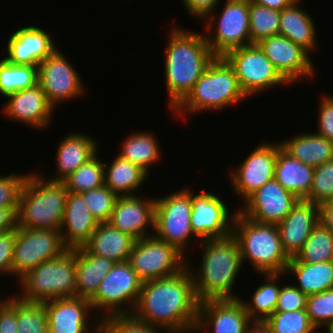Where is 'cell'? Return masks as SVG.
I'll use <instances>...</instances> for the list:
<instances>
[{
  "label": "cell",
  "instance_id": "obj_33",
  "mask_svg": "<svg viewBox=\"0 0 333 333\" xmlns=\"http://www.w3.org/2000/svg\"><path fill=\"white\" fill-rule=\"evenodd\" d=\"M148 173L117 154L110 165L104 166V184L117 196H132L145 182Z\"/></svg>",
  "mask_w": 333,
  "mask_h": 333
},
{
  "label": "cell",
  "instance_id": "obj_42",
  "mask_svg": "<svg viewBox=\"0 0 333 333\" xmlns=\"http://www.w3.org/2000/svg\"><path fill=\"white\" fill-rule=\"evenodd\" d=\"M87 207L98 223L108 222L118 196L105 184L101 187L80 193Z\"/></svg>",
  "mask_w": 333,
  "mask_h": 333
},
{
  "label": "cell",
  "instance_id": "obj_41",
  "mask_svg": "<svg viewBox=\"0 0 333 333\" xmlns=\"http://www.w3.org/2000/svg\"><path fill=\"white\" fill-rule=\"evenodd\" d=\"M18 333H48L44 302H28L17 297Z\"/></svg>",
  "mask_w": 333,
  "mask_h": 333
},
{
  "label": "cell",
  "instance_id": "obj_40",
  "mask_svg": "<svg viewBox=\"0 0 333 333\" xmlns=\"http://www.w3.org/2000/svg\"><path fill=\"white\" fill-rule=\"evenodd\" d=\"M264 323L272 333H318L309 320L307 309L275 311Z\"/></svg>",
  "mask_w": 333,
  "mask_h": 333
},
{
  "label": "cell",
  "instance_id": "obj_29",
  "mask_svg": "<svg viewBox=\"0 0 333 333\" xmlns=\"http://www.w3.org/2000/svg\"><path fill=\"white\" fill-rule=\"evenodd\" d=\"M314 168L293 158L282 147L277 152L274 179L298 199L306 200L311 191Z\"/></svg>",
  "mask_w": 333,
  "mask_h": 333
},
{
  "label": "cell",
  "instance_id": "obj_38",
  "mask_svg": "<svg viewBox=\"0 0 333 333\" xmlns=\"http://www.w3.org/2000/svg\"><path fill=\"white\" fill-rule=\"evenodd\" d=\"M104 166L97 154L62 182L69 192L83 193L104 185Z\"/></svg>",
  "mask_w": 333,
  "mask_h": 333
},
{
  "label": "cell",
  "instance_id": "obj_9",
  "mask_svg": "<svg viewBox=\"0 0 333 333\" xmlns=\"http://www.w3.org/2000/svg\"><path fill=\"white\" fill-rule=\"evenodd\" d=\"M191 213L192 191L187 188L155 199L154 236L173 245L184 255L190 237L194 236L196 240Z\"/></svg>",
  "mask_w": 333,
  "mask_h": 333
},
{
  "label": "cell",
  "instance_id": "obj_45",
  "mask_svg": "<svg viewBox=\"0 0 333 333\" xmlns=\"http://www.w3.org/2000/svg\"><path fill=\"white\" fill-rule=\"evenodd\" d=\"M27 174L0 176V207L9 208L15 215L18 211L19 199Z\"/></svg>",
  "mask_w": 333,
  "mask_h": 333
},
{
  "label": "cell",
  "instance_id": "obj_15",
  "mask_svg": "<svg viewBox=\"0 0 333 333\" xmlns=\"http://www.w3.org/2000/svg\"><path fill=\"white\" fill-rule=\"evenodd\" d=\"M281 143L258 145L238 168H230L228 176L234 191L244 202L261 186L274 178L277 152ZM232 170V171H231Z\"/></svg>",
  "mask_w": 333,
  "mask_h": 333
},
{
  "label": "cell",
  "instance_id": "obj_28",
  "mask_svg": "<svg viewBox=\"0 0 333 333\" xmlns=\"http://www.w3.org/2000/svg\"><path fill=\"white\" fill-rule=\"evenodd\" d=\"M115 263L105 257L90 254L83 246L77 247L75 297L90 300Z\"/></svg>",
  "mask_w": 333,
  "mask_h": 333
},
{
  "label": "cell",
  "instance_id": "obj_48",
  "mask_svg": "<svg viewBox=\"0 0 333 333\" xmlns=\"http://www.w3.org/2000/svg\"><path fill=\"white\" fill-rule=\"evenodd\" d=\"M186 10L193 17L204 18L206 19V28L208 31L212 30V26L215 22L216 15L212 12H215V8L219 5L220 0H183ZM209 22V23H208Z\"/></svg>",
  "mask_w": 333,
  "mask_h": 333
},
{
  "label": "cell",
  "instance_id": "obj_6",
  "mask_svg": "<svg viewBox=\"0 0 333 333\" xmlns=\"http://www.w3.org/2000/svg\"><path fill=\"white\" fill-rule=\"evenodd\" d=\"M247 99L241 90L233 67L224 57H216L199 77L192 90L173 109L178 116L203 110L217 111Z\"/></svg>",
  "mask_w": 333,
  "mask_h": 333
},
{
  "label": "cell",
  "instance_id": "obj_4",
  "mask_svg": "<svg viewBox=\"0 0 333 333\" xmlns=\"http://www.w3.org/2000/svg\"><path fill=\"white\" fill-rule=\"evenodd\" d=\"M41 176L28 173L20 194L16 227L60 230L69 191L63 182Z\"/></svg>",
  "mask_w": 333,
  "mask_h": 333
},
{
  "label": "cell",
  "instance_id": "obj_43",
  "mask_svg": "<svg viewBox=\"0 0 333 333\" xmlns=\"http://www.w3.org/2000/svg\"><path fill=\"white\" fill-rule=\"evenodd\" d=\"M306 309L311 324L318 330L333 321V288L307 296Z\"/></svg>",
  "mask_w": 333,
  "mask_h": 333
},
{
  "label": "cell",
  "instance_id": "obj_17",
  "mask_svg": "<svg viewBox=\"0 0 333 333\" xmlns=\"http://www.w3.org/2000/svg\"><path fill=\"white\" fill-rule=\"evenodd\" d=\"M258 45L288 83L314 76L315 69L309 53L289 38L274 35L262 39Z\"/></svg>",
  "mask_w": 333,
  "mask_h": 333
},
{
  "label": "cell",
  "instance_id": "obj_54",
  "mask_svg": "<svg viewBox=\"0 0 333 333\" xmlns=\"http://www.w3.org/2000/svg\"><path fill=\"white\" fill-rule=\"evenodd\" d=\"M251 1L258 5L266 6L268 8L281 11L285 7L295 3L297 0H251Z\"/></svg>",
  "mask_w": 333,
  "mask_h": 333
},
{
  "label": "cell",
  "instance_id": "obj_16",
  "mask_svg": "<svg viewBox=\"0 0 333 333\" xmlns=\"http://www.w3.org/2000/svg\"><path fill=\"white\" fill-rule=\"evenodd\" d=\"M203 192V193H202ZM192 192L191 226L198 242L207 239L224 238L232 234L233 219L228 206L215 193Z\"/></svg>",
  "mask_w": 333,
  "mask_h": 333
},
{
  "label": "cell",
  "instance_id": "obj_57",
  "mask_svg": "<svg viewBox=\"0 0 333 333\" xmlns=\"http://www.w3.org/2000/svg\"><path fill=\"white\" fill-rule=\"evenodd\" d=\"M325 328H327V332L326 333H333V321L330 322L327 326H325Z\"/></svg>",
  "mask_w": 333,
  "mask_h": 333
},
{
  "label": "cell",
  "instance_id": "obj_1",
  "mask_svg": "<svg viewBox=\"0 0 333 333\" xmlns=\"http://www.w3.org/2000/svg\"><path fill=\"white\" fill-rule=\"evenodd\" d=\"M198 307L193 278L186 266L176 275L143 282L131 315L166 333H190L196 326Z\"/></svg>",
  "mask_w": 333,
  "mask_h": 333
},
{
  "label": "cell",
  "instance_id": "obj_8",
  "mask_svg": "<svg viewBox=\"0 0 333 333\" xmlns=\"http://www.w3.org/2000/svg\"><path fill=\"white\" fill-rule=\"evenodd\" d=\"M142 283L128 261L115 263L100 282L96 294L89 300L92 309L105 310L100 319L112 315H131L138 301ZM123 303L129 305L124 307Z\"/></svg>",
  "mask_w": 333,
  "mask_h": 333
},
{
  "label": "cell",
  "instance_id": "obj_21",
  "mask_svg": "<svg viewBox=\"0 0 333 333\" xmlns=\"http://www.w3.org/2000/svg\"><path fill=\"white\" fill-rule=\"evenodd\" d=\"M3 114L32 128L44 129L51 123L55 108L39 84L8 95ZM34 126V127H33Z\"/></svg>",
  "mask_w": 333,
  "mask_h": 333
},
{
  "label": "cell",
  "instance_id": "obj_53",
  "mask_svg": "<svg viewBox=\"0 0 333 333\" xmlns=\"http://www.w3.org/2000/svg\"><path fill=\"white\" fill-rule=\"evenodd\" d=\"M16 228V215L9 208L0 207V233Z\"/></svg>",
  "mask_w": 333,
  "mask_h": 333
},
{
  "label": "cell",
  "instance_id": "obj_50",
  "mask_svg": "<svg viewBox=\"0 0 333 333\" xmlns=\"http://www.w3.org/2000/svg\"><path fill=\"white\" fill-rule=\"evenodd\" d=\"M0 333H18L17 330V296L0 299Z\"/></svg>",
  "mask_w": 333,
  "mask_h": 333
},
{
  "label": "cell",
  "instance_id": "obj_26",
  "mask_svg": "<svg viewBox=\"0 0 333 333\" xmlns=\"http://www.w3.org/2000/svg\"><path fill=\"white\" fill-rule=\"evenodd\" d=\"M97 142L85 133H70L59 143L56 151V177L48 180L62 182L98 153Z\"/></svg>",
  "mask_w": 333,
  "mask_h": 333
},
{
  "label": "cell",
  "instance_id": "obj_49",
  "mask_svg": "<svg viewBox=\"0 0 333 333\" xmlns=\"http://www.w3.org/2000/svg\"><path fill=\"white\" fill-rule=\"evenodd\" d=\"M318 109V131L315 133L333 141V96L324 95Z\"/></svg>",
  "mask_w": 333,
  "mask_h": 333
},
{
  "label": "cell",
  "instance_id": "obj_14",
  "mask_svg": "<svg viewBox=\"0 0 333 333\" xmlns=\"http://www.w3.org/2000/svg\"><path fill=\"white\" fill-rule=\"evenodd\" d=\"M66 58L57 48L38 65V84L54 108L85 91L79 74Z\"/></svg>",
  "mask_w": 333,
  "mask_h": 333
},
{
  "label": "cell",
  "instance_id": "obj_18",
  "mask_svg": "<svg viewBox=\"0 0 333 333\" xmlns=\"http://www.w3.org/2000/svg\"><path fill=\"white\" fill-rule=\"evenodd\" d=\"M252 323L242 298L210 299L199 302L194 332L205 331L210 325L213 333H248Z\"/></svg>",
  "mask_w": 333,
  "mask_h": 333
},
{
  "label": "cell",
  "instance_id": "obj_3",
  "mask_svg": "<svg viewBox=\"0 0 333 333\" xmlns=\"http://www.w3.org/2000/svg\"><path fill=\"white\" fill-rule=\"evenodd\" d=\"M200 243L203 257L199 272L194 273L190 262L186 263L198 301L240 298L233 293L234 283L242 268L237 238L231 234L224 238L202 240Z\"/></svg>",
  "mask_w": 333,
  "mask_h": 333
},
{
  "label": "cell",
  "instance_id": "obj_23",
  "mask_svg": "<svg viewBox=\"0 0 333 333\" xmlns=\"http://www.w3.org/2000/svg\"><path fill=\"white\" fill-rule=\"evenodd\" d=\"M57 47L43 28L29 25L18 28L7 42V56L4 59L15 65L38 66Z\"/></svg>",
  "mask_w": 333,
  "mask_h": 333
},
{
  "label": "cell",
  "instance_id": "obj_27",
  "mask_svg": "<svg viewBox=\"0 0 333 333\" xmlns=\"http://www.w3.org/2000/svg\"><path fill=\"white\" fill-rule=\"evenodd\" d=\"M136 240L110 223H99L83 247L93 255L117 262L128 261Z\"/></svg>",
  "mask_w": 333,
  "mask_h": 333
},
{
  "label": "cell",
  "instance_id": "obj_25",
  "mask_svg": "<svg viewBox=\"0 0 333 333\" xmlns=\"http://www.w3.org/2000/svg\"><path fill=\"white\" fill-rule=\"evenodd\" d=\"M83 197L69 192L60 227L63 244L68 249L82 247L98 226Z\"/></svg>",
  "mask_w": 333,
  "mask_h": 333
},
{
  "label": "cell",
  "instance_id": "obj_19",
  "mask_svg": "<svg viewBox=\"0 0 333 333\" xmlns=\"http://www.w3.org/2000/svg\"><path fill=\"white\" fill-rule=\"evenodd\" d=\"M298 200L273 178L243 202L244 207L238 210L253 221L277 225Z\"/></svg>",
  "mask_w": 333,
  "mask_h": 333
},
{
  "label": "cell",
  "instance_id": "obj_34",
  "mask_svg": "<svg viewBox=\"0 0 333 333\" xmlns=\"http://www.w3.org/2000/svg\"><path fill=\"white\" fill-rule=\"evenodd\" d=\"M153 132H133L130 136L126 137L120 147L119 156L127 159L131 163L138 165L145 172L161 157V149L159 142L155 138Z\"/></svg>",
  "mask_w": 333,
  "mask_h": 333
},
{
  "label": "cell",
  "instance_id": "obj_12",
  "mask_svg": "<svg viewBox=\"0 0 333 333\" xmlns=\"http://www.w3.org/2000/svg\"><path fill=\"white\" fill-rule=\"evenodd\" d=\"M66 250L60 230L16 227L11 276L20 279L42 262L56 258Z\"/></svg>",
  "mask_w": 333,
  "mask_h": 333
},
{
  "label": "cell",
  "instance_id": "obj_36",
  "mask_svg": "<svg viewBox=\"0 0 333 333\" xmlns=\"http://www.w3.org/2000/svg\"><path fill=\"white\" fill-rule=\"evenodd\" d=\"M333 260V233L319 222L302 249L289 261L320 263Z\"/></svg>",
  "mask_w": 333,
  "mask_h": 333
},
{
  "label": "cell",
  "instance_id": "obj_47",
  "mask_svg": "<svg viewBox=\"0 0 333 333\" xmlns=\"http://www.w3.org/2000/svg\"><path fill=\"white\" fill-rule=\"evenodd\" d=\"M307 296L294 285L280 288L276 311H295L306 309Z\"/></svg>",
  "mask_w": 333,
  "mask_h": 333
},
{
  "label": "cell",
  "instance_id": "obj_7",
  "mask_svg": "<svg viewBox=\"0 0 333 333\" xmlns=\"http://www.w3.org/2000/svg\"><path fill=\"white\" fill-rule=\"evenodd\" d=\"M18 297L28 302H45L56 298L75 297L76 248L42 262L19 279Z\"/></svg>",
  "mask_w": 333,
  "mask_h": 333
},
{
  "label": "cell",
  "instance_id": "obj_30",
  "mask_svg": "<svg viewBox=\"0 0 333 333\" xmlns=\"http://www.w3.org/2000/svg\"><path fill=\"white\" fill-rule=\"evenodd\" d=\"M300 1L297 0L280 11L279 35L289 38L310 55L311 52H315L314 49H318L317 31L310 13L298 6Z\"/></svg>",
  "mask_w": 333,
  "mask_h": 333
},
{
  "label": "cell",
  "instance_id": "obj_5",
  "mask_svg": "<svg viewBox=\"0 0 333 333\" xmlns=\"http://www.w3.org/2000/svg\"><path fill=\"white\" fill-rule=\"evenodd\" d=\"M232 234L238 240L242 264L249 260L259 274L286 272L290 258L282 247L277 225L253 221L237 210Z\"/></svg>",
  "mask_w": 333,
  "mask_h": 333
},
{
  "label": "cell",
  "instance_id": "obj_37",
  "mask_svg": "<svg viewBox=\"0 0 333 333\" xmlns=\"http://www.w3.org/2000/svg\"><path fill=\"white\" fill-rule=\"evenodd\" d=\"M38 84V66L15 65L0 60V94L4 97Z\"/></svg>",
  "mask_w": 333,
  "mask_h": 333
},
{
  "label": "cell",
  "instance_id": "obj_56",
  "mask_svg": "<svg viewBox=\"0 0 333 333\" xmlns=\"http://www.w3.org/2000/svg\"><path fill=\"white\" fill-rule=\"evenodd\" d=\"M92 331L96 333H109V331L100 323L96 328H94Z\"/></svg>",
  "mask_w": 333,
  "mask_h": 333
},
{
  "label": "cell",
  "instance_id": "obj_24",
  "mask_svg": "<svg viewBox=\"0 0 333 333\" xmlns=\"http://www.w3.org/2000/svg\"><path fill=\"white\" fill-rule=\"evenodd\" d=\"M319 222V206L299 199L290 213L277 224L282 247L289 258L298 254Z\"/></svg>",
  "mask_w": 333,
  "mask_h": 333
},
{
  "label": "cell",
  "instance_id": "obj_35",
  "mask_svg": "<svg viewBox=\"0 0 333 333\" xmlns=\"http://www.w3.org/2000/svg\"><path fill=\"white\" fill-rule=\"evenodd\" d=\"M285 273H267L261 274L266 276V283L260 285L253 293L251 301L242 300L246 312L253 322H264L275 311L280 293L279 277ZM278 281V282H277Z\"/></svg>",
  "mask_w": 333,
  "mask_h": 333
},
{
  "label": "cell",
  "instance_id": "obj_11",
  "mask_svg": "<svg viewBox=\"0 0 333 333\" xmlns=\"http://www.w3.org/2000/svg\"><path fill=\"white\" fill-rule=\"evenodd\" d=\"M184 255L154 235L134 242L128 262L142 282L167 278L186 267Z\"/></svg>",
  "mask_w": 333,
  "mask_h": 333
},
{
  "label": "cell",
  "instance_id": "obj_13",
  "mask_svg": "<svg viewBox=\"0 0 333 333\" xmlns=\"http://www.w3.org/2000/svg\"><path fill=\"white\" fill-rule=\"evenodd\" d=\"M219 14L214 34L205 35L213 54L224 57L231 50L250 45L249 0H226Z\"/></svg>",
  "mask_w": 333,
  "mask_h": 333
},
{
  "label": "cell",
  "instance_id": "obj_32",
  "mask_svg": "<svg viewBox=\"0 0 333 333\" xmlns=\"http://www.w3.org/2000/svg\"><path fill=\"white\" fill-rule=\"evenodd\" d=\"M295 275V285L306 296L333 288V260L320 263L289 261L285 274Z\"/></svg>",
  "mask_w": 333,
  "mask_h": 333
},
{
  "label": "cell",
  "instance_id": "obj_46",
  "mask_svg": "<svg viewBox=\"0 0 333 333\" xmlns=\"http://www.w3.org/2000/svg\"><path fill=\"white\" fill-rule=\"evenodd\" d=\"M100 323L109 333H161L157 327L145 324L132 315H112L100 319Z\"/></svg>",
  "mask_w": 333,
  "mask_h": 333
},
{
  "label": "cell",
  "instance_id": "obj_39",
  "mask_svg": "<svg viewBox=\"0 0 333 333\" xmlns=\"http://www.w3.org/2000/svg\"><path fill=\"white\" fill-rule=\"evenodd\" d=\"M280 11L258 5L249 0L250 44L279 35Z\"/></svg>",
  "mask_w": 333,
  "mask_h": 333
},
{
  "label": "cell",
  "instance_id": "obj_55",
  "mask_svg": "<svg viewBox=\"0 0 333 333\" xmlns=\"http://www.w3.org/2000/svg\"><path fill=\"white\" fill-rule=\"evenodd\" d=\"M248 333H272L264 322H253L249 328Z\"/></svg>",
  "mask_w": 333,
  "mask_h": 333
},
{
  "label": "cell",
  "instance_id": "obj_10",
  "mask_svg": "<svg viewBox=\"0 0 333 333\" xmlns=\"http://www.w3.org/2000/svg\"><path fill=\"white\" fill-rule=\"evenodd\" d=\"M224 58L233 67L239 86L246 97L259 94L275 85L289 84L275 69L258 44L229 51Z\"/></svg>",
  "mask_w": 333,
  "mask_h": 333
},
{
  "label": "cell",
  "instance_id": "obj_2",
  "mask_svg": "<svg viewBox=\"0 0 333 333\" xmlns=\"http://www.w3.org/2000/svg\"><path fill=\"white\" fill-rule=\"evenodd\" d=\"M205 34L189 32L175 26L165 50V85L169 106L173 110L192 90L199 77L216 58Z\"/></svg>",
  "mask_w": 333,
  "mask_h": 333
},
{
  "label": "cell",
  "instance_id": "obj_31",
  "mask_svg": "<svg viewBox=\"0 0 333 333\" xmlns=\"http://www.w3.org/2000/svg\"><path fill=\"white\" fill-rule=\"evenodd\" d=\"M280 143L293 158L313 168L333 160V141L317 133H297L288 141Z\"/></svg>",
  "mask_w": 333,
  "mask_h": 333
},
{
  "label": "cell",
  "instance_id": "obj_44",
  "mask_svg": "<svg viewBox=\"0 0 333 333\" xmlns=\"http://www.w3.org/2000/svg\"><path fill=\"white\" fill-rule=\"evenodd\" d=\"M333 199V160L324 162L314 168L312 187L306 199L320 206Z\"/></svg>",
  "mask_w": 333,
  "mask_h": 333
},
{
  "label": "cell",
  "instance_id": "obj_51",
  "mask_svg": "<svg viewBox=\"0 0 333 333\" xmlns=\"http://www.w3.org/2000/svg\"><path fill=\"white\" fill-rule=\"evenodd\" d=\"M16 228L0 233V274H11Z\"/></svg>",
  "mask_w": 333,
  "mask_h": 333
},
{
  "label": "cell",
  "instance_id": "obj_22",
  "mask_svg": "<svg viewBox=\"0 0 333 333\" xmlns=\"http://www.w3.org/2000/svg\"><path fill=\"white\" fill-rule=\"evenodd\" d=\"M44 308L48 321V333H89L88 328L92 326L96 328L100 324V318H97L96 325L88 324L90 320L87 314L93 309L90 301L85 298H56L45 301Z\"/></svg>",
  "mask_w": 333,
  "mask_h": 333
},
{
  "label": "cell",
  "instance_id": "obj_20",
  "mask_svg": "<svg viewBox=\"0 0 333 333\" xmlns=\"http://www.w3.org/2000/svg\"><path fill=\"white\" fill-rule=\"evenodd\" d=\"M154 220L155 198L142 200L141 195H132L118 196L108 223L135 240H139L154 235L146 233L149 226L154 231Z\"/></svg>",
  "mask_w": 333,
  "mask_h": 333
},
{
  "label": "cell",
  "instance_id": "obj_52",
  "mask_svg": "<svg viewBox=\"0 0 333 333\" xmlns=\"http://www.w3.org/2000/svg\"><path fill=\"white\" fill-rule=\"evenodd\" d=\"M320 222L333 233V199L319 206Z\"/></svg>",
  "mask_w": 333,
  "mask_h": 333
}]
</instances>
